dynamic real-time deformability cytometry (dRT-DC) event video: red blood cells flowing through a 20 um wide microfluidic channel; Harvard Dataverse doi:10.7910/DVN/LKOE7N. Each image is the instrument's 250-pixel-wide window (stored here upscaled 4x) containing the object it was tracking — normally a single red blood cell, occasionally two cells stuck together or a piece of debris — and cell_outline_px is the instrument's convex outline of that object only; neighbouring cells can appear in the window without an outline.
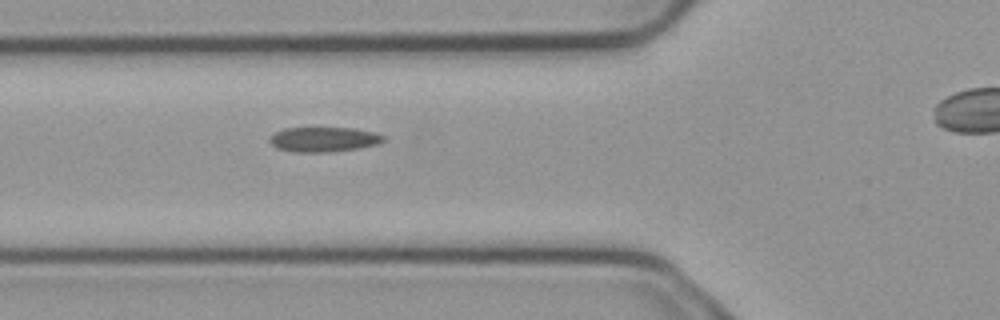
{"species": "common noctule bat (a hibernating species)", "species_latin": "Nyctalus noctula", "temperature_condition": "cold", "stored_images_in_passage": 3, "segment_of_instrument_passage": [1, 2], "camera_frame_rate_fps": 3000, "um_per_image_px": 0.085, "animal": {"sex": "male", "body_mass_g": 23.1, "forearm_length_mm": 52.7}, "frame": {"image": 1, "passage_image": 2, "time_ms": 0.333, "image_size_px": [1000, 320], "cell_outline_px": [[384, 140], [376, 144], [360, 148], [332, 152], [292, 152], [276, 148], [268, 140], [276, 132], [284, 128], [356, 128], [376, 132], [384, 136]], "centroid_in_image_um": [27.52, 11.85], "position_along_channel_um": 98.3, "area_um2": 16.53}}